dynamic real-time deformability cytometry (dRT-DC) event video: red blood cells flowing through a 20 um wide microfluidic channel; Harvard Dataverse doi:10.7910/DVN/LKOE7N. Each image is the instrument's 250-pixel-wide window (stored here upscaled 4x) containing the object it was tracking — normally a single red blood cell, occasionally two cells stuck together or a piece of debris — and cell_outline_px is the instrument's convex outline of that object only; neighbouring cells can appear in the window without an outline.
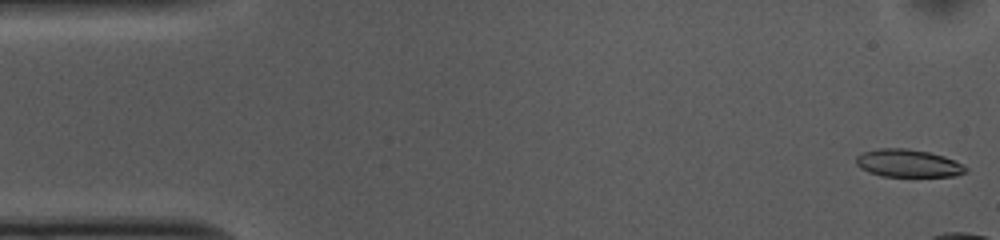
{"species": "common noctule bat (a hibernating species)", "species_latin": "Nyctalus noctula", "temperature_condition": "cold", "stored_images_in_passage": 10, "camera_frame_rate_fps": 3000, "um_per_image_px": 0.085, "animal": {"sex": "female", "body_mass_g": 10.0, "forearm_length_mm": 53.1}, "frame": {"image": 1, "passage_image": 1, "time_ms": 0.0, "image_size_px": [1000, 240], "cell_outline_px": [[968, 168], [964, 172], [956, 176], [880, 176], [868, 172], [860, 168], [856, 164], [856, 156], [864, 152], [880, 148], [908, 148], [928, 152], [944, 156], [964, 164]], "centroid_in_image_um": [77.18, 13.88], "position_along_channel_um": 7.8, "area_um2": 17.74}}